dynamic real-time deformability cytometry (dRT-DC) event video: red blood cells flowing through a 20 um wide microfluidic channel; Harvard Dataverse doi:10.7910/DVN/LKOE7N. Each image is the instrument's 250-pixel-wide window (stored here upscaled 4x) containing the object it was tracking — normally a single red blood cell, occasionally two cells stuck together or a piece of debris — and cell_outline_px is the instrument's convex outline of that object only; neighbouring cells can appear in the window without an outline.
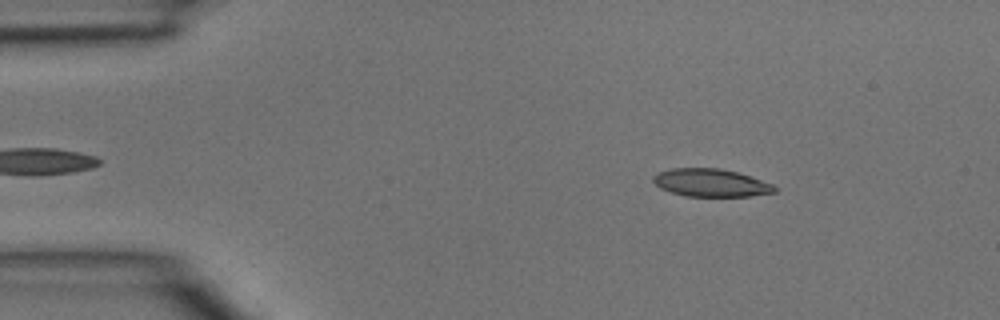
{"species": "common noctule bat (a hibernating species)", "species_latin": "Nyctalus noctula", "temperature_condition": "room temperature", "stored_images_in_passage": 44, "camera_frame_rate_fps": 3000, "um_per_image_px": 0.085, "animal": {"sex": "male", "body_mass_g": 15.6}, "frame": {"image": 1, "passage_image": 6, "time_ms": 1.667, "image_size_px": [1000, 320], "cell_outline_px": [[776, 192], [748, 196], [684, 196], [660, 188], [652, 180], [652, 176], [660, 172], [672, 168], [720, 168], [736, 172], [772, 184], [776, 188]], "centroid_in_image_um": [60.39, 15.54], "position_along_channel_um": 24.6, "area_um2": 19.42}}
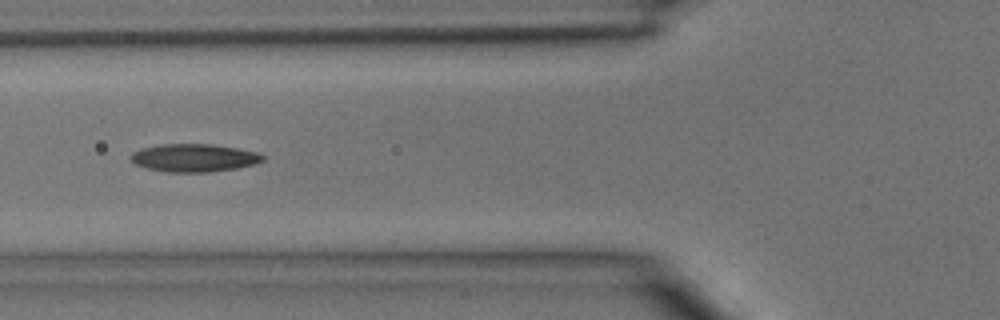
{"frame": {"image": 2, "passage_image": 16, "time_ms": 5.0, "image_size_px": [1000, 320], "cell_outline_px": [[264, 160], [256, 164], [236, 168], [208, 172], [168, 172], [148, 168], [132, 164], [128, 160], [128, 156], [132, 152], [140, 148], [160, 144], [212, 144], [260, 152], [264, 156]], "centroid_in_image_um": [16.45, 13.41], "position_along_channel_um": 109.4, "area_um2": 21.79}}
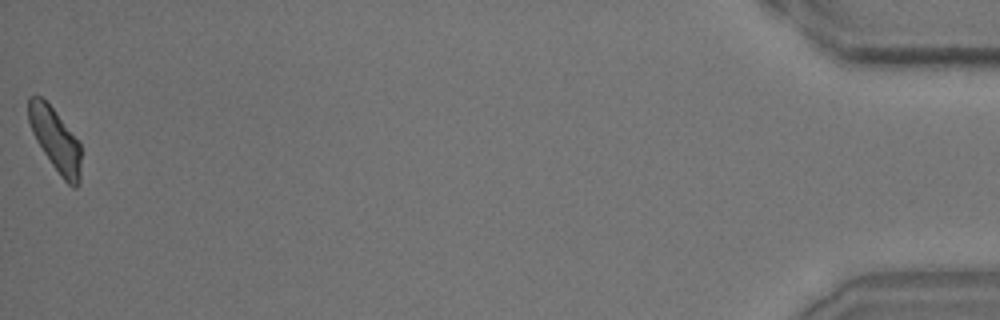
{"frame": {"image": 3, "passage_image": 44, "time_ms": 14.333, "image_size_px": [1000, 320], "cell_outline_px": [[80, 184], [76, 188], [72, 188], [60, 176], [36, 140], [32, 132], [28, 120], [28, 96], [40, 96], [52, 108], [80, 140]], "centroid_in_image_um": [4.72, 11.9], "position_along_channel_um": 430.5, "area_um2": 19.31}}